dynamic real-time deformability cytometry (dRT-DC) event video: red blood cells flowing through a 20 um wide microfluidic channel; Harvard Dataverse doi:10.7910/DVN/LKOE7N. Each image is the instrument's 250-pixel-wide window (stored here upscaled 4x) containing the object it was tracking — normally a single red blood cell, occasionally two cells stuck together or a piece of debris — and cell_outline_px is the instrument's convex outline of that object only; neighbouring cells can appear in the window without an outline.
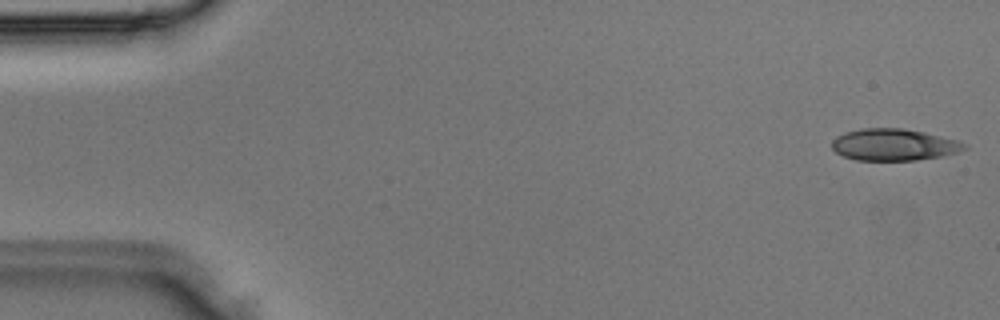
{"species": "Egyptian fruit bat (a non-hibernating species)", "species_latin": "Rousettus aegyptiacus", "temperature_condition": "room temperature", "stored_images_in_passage": 4, "camera_frame_rate_fps": 3000, "um_per_image_px": 0.085, "animal": {"sex": "male"}, "frame": {"image": 1, "passage_image": 1, "time_ms": 0.0, "image_size_px": [1000, 320], "cell_outline_px": [[968, 148], [960, 152], [940, 156], [916, 160], [856, 160], [844, 156], [836, 152], [832, 148], [832, 140], [836, 136], [844, 132], [860, 128], [904, 128], [924, 132], [960, 140], [968, 144]], "centroid_in_image_um": [76.01, 12.29], "position_along_channel_um": 9.0, "area_um2": 24.8}}